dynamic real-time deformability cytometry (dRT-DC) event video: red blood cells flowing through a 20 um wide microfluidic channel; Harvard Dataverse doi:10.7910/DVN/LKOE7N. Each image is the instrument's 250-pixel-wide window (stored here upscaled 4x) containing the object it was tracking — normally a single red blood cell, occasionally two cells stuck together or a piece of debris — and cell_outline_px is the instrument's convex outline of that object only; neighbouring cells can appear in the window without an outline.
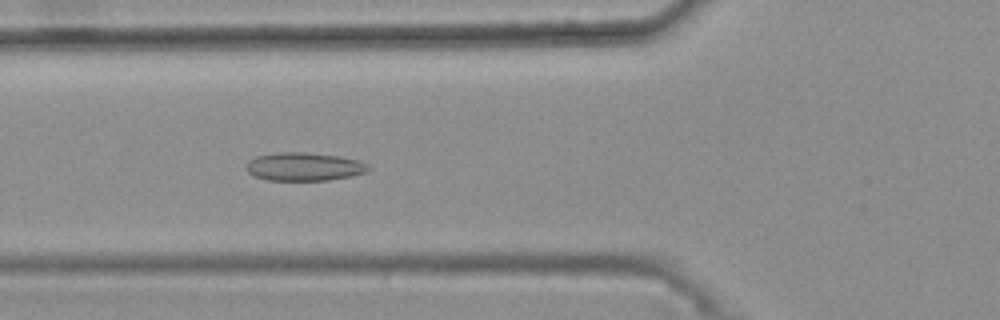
{"species": "common noctule bat (a hibernating species)", "species_latin": "Nyctalus noctula", "temperature_condition": "warm", "stored_images_in_passage": 30, "camera_frame_rate_fps": 3000, "um_per_image_px": 0.085, "animal": {"sex": "female", "body_mass_g": 25.1}, "frame": {"image": 1, "passage_image": 3, "time_ms": 0.667, "image_size_px": [1000, 320], "cell_outline_px": [[372, 168], [364, 172], [352, 176], [328, 180], [268, 180], [256, 176], [248, 172], [244, 168], [248, 160], [256, 156], [276, 152], [304, 152], [340, 156], [360, 160], [368, 164]], "centroid_in_image_um": [25.85, 14.15], "position_along_channel_um": 100.0, "area_um2": 20.29}}
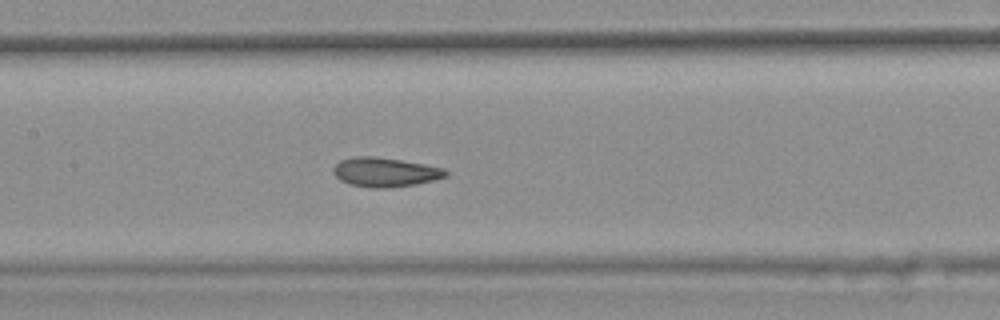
{"frame": {"image": 2, "passage_image": 9, "time_ms": 2.667, "image_size_px": [1000, 320], "cell_outline_px": [[448, 176], [416, 184], [388, 188], [372, 188], [348, 184], [340, 180], [332, 172], [332, 168], [340, 160], [356, 156], [372, 156], [400, 160], [424, 164], [444, 168], [448, 172]], "centroid_in_image_um": [32.71, 14.64], "position_along_channel_um": 174.7, "area_um2": 19.19}}
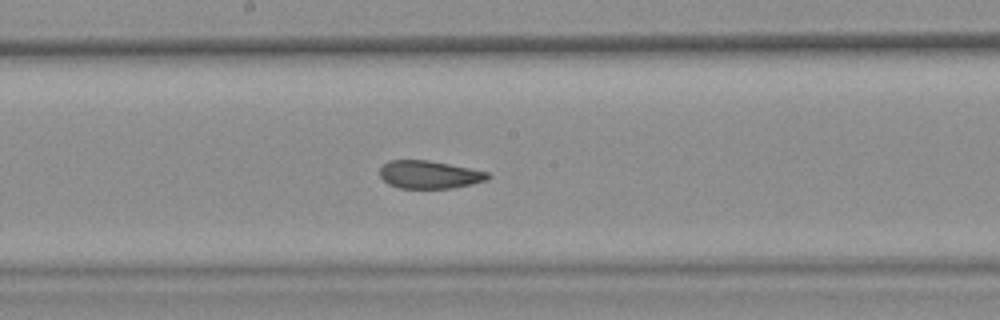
{"frame": {"image": 3, "passage_image": 12, "time_ms": 3.667, "image_size_px": [1000, 320], "cell_outline_px": [[492, 176], [488, 180], [472, 184], [452, 188], [400, 188], [388, 184], [380, 176], [380, 168], [388, 160], [428, 160], [488, 172]], "centroid_in_image_um": [36.5, 14.84], "position_along_channel_um": 211.7, "area_um2": 17.51}}